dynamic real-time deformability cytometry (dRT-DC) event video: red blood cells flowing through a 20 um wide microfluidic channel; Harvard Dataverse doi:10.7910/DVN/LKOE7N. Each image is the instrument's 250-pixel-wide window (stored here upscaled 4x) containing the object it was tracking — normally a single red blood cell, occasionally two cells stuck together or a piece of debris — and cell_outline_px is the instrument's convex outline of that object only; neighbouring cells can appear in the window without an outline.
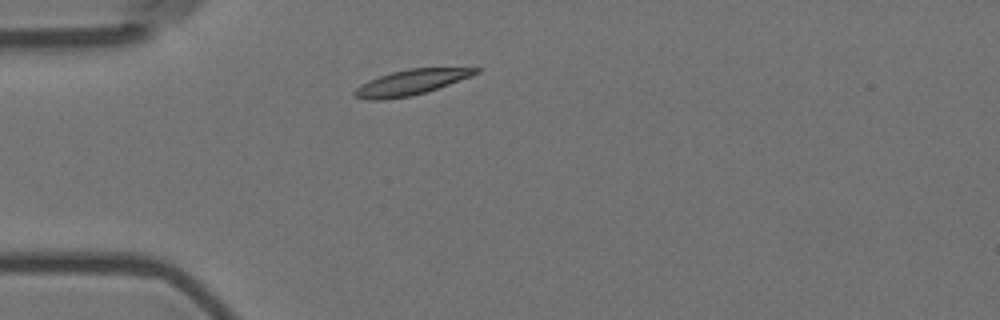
{"species": "Egyptian fruit bat (a non-hibernating species)", "species_latin": "Rousettus aegyptiacus", "temperature_condition": "room temperature", "stored_images_in_passage": 30, "camera_frame_rate_fps": 3000, "um_per_image_px": 0.085, "animal": {"sex": "female"}, "frame": {"image": 1, "passage_image": 1, "time_ms": 0.0, "image_size_px": [1000, 320], "cell_outline_px": [[480, 72], [472, 76], [412, 96], [384, 100], [368, 100], [352, 96], [352, 92], [360, 84], [368, 80], [392, 72], [408, 68], [480, 68]], "centroid_in_image_um": [34.87, 7.01], "position_along_channel_um": 50.1, "area_um2": 17.8}}
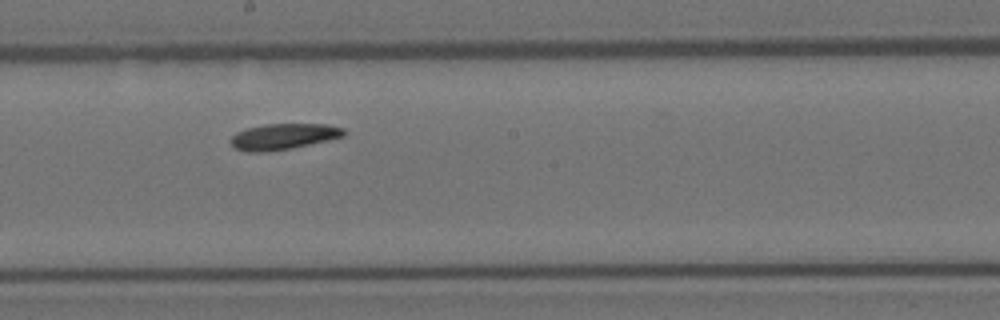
{"frame": {"image": 2, "passage_image": 17, "time_ms": 5.333, "image_size_px": [1000, 320], "cell_outline_px": [[348, 132], [344, 136], [328, 140], [288, 148], [264, 152], [244, 152], [232, 148], [232, 136], [236, 132], [248, 128], [264, 124], [328, 124], [344, 128]], "centroid_in_image_um": [24.09, 11.6], "position_along_channel_um": 224.1, "area_um2": 17.05}}
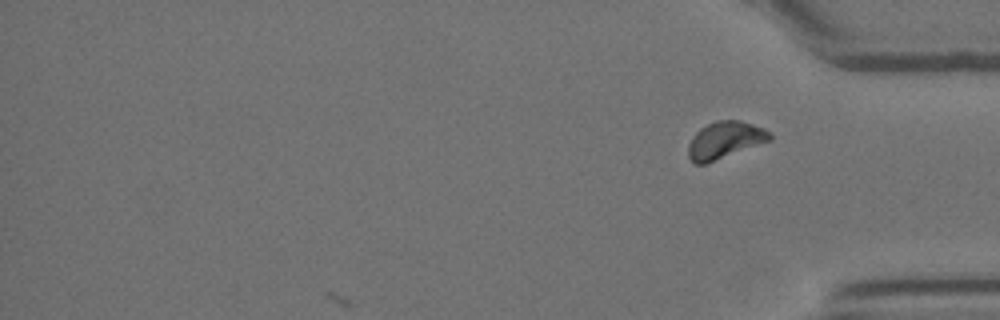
{"frame": {"image": 3, "passage_image": 30, "time_ms": 9.667, "image_size_px": [1000, 320], "cell_outline_px": [[772, 140], [704, 164], [692, 164], [688, 156], [688, 144], [692, 136], [700, 128], [716, 120], [740, 120], [764, 128], [772, 136]], "centroid_in_image_um": [61.59, 11.91], "position_along_channel_um": 373.6, "area_um2": 17.57}, "authors_computed_cell_mechanics": {"area_um2": 17.1955, "velocity_mm_per_s": 3.516, "shape_relaxation_time_tau1_ms": 4.8415, "shape_relaxation_time_tau2_ms": null, "deformation_change_tau1": 0.0949, "deformation_change_tau2": null}}